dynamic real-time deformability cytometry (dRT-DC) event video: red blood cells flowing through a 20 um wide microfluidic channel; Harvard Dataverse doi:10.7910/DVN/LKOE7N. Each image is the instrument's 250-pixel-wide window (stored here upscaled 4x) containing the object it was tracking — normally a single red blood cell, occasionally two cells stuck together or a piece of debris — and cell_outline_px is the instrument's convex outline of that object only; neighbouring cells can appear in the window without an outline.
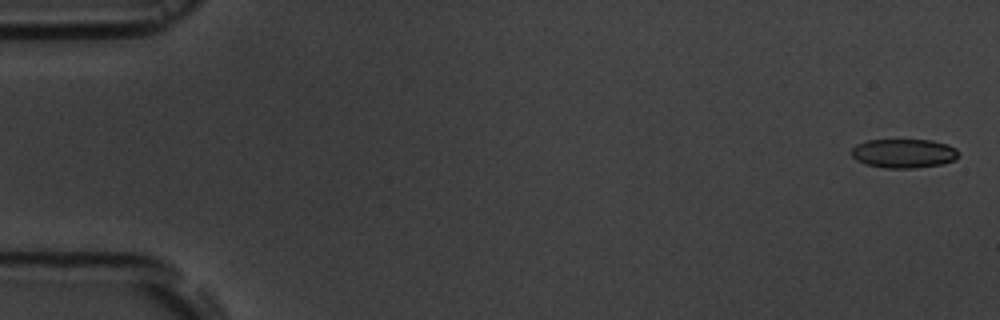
{"species": "common noctule bat (a hibernating species)", "species_latin": "Nyctalus noctula", "temperature_condition": "room temperature", "stored_images_in_passage": 6, "camera_frame_rate_fps": 3000, "um_per_image_px": 0.085, "animal": {"sex": "male", "body_mass_g": 19.5, "forearm_length_mm": 54.6}, "frame": {"image": 1, "passage_image": 1, "time_ms": 0.0, "image_size_px": [1000, 320], "cell_outline_px": [[960, 156], [956, 160], [944, 164], [916, 168], [884, 168], [864, 164], [856, 160], [852, 156], [852, 148], [856, 144], [868, 140], [932, 140], [948, 144], [956, 148], [960, 152]], "centroid_in_image_um": [76.87, 13.04], "position_along_channel_um": 8.1, "area_um2": 18.5}}
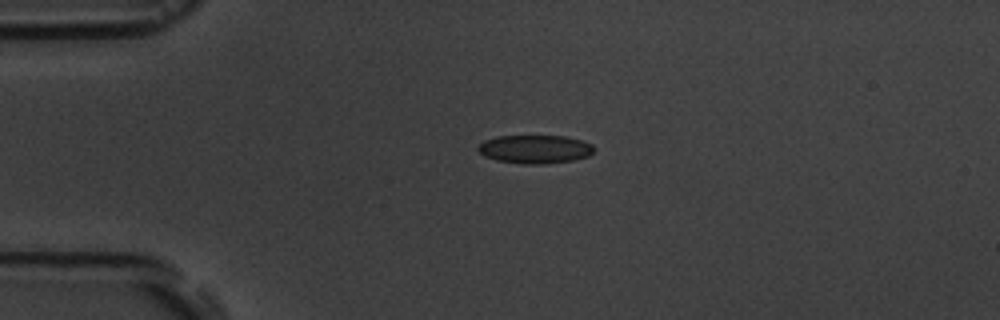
{"frame": {"image": 2, "passage_image": 4, "time_ms": 4.0, "image_size_px": [1000, 320], "cell_outline_px": [[596, 148], [588, 156], [572, 160], [548, 164], [520, 164], [496, 160], [484, 156], [476, 148], [484, 140], [496, 136], [564, 136], [580, 140], [592, 144]], "centroid_in_image_um": [45.46, 12.68], "position_along_channel_um": 39.5, "area_um2": 19.31}}
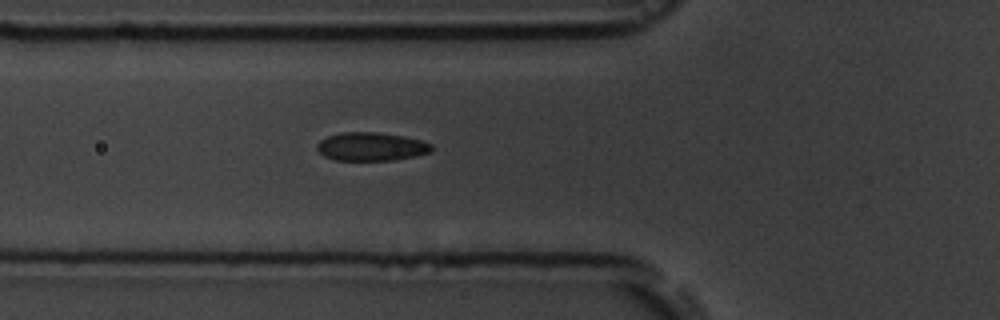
{"frame": {"image": 3, "passage_image": 6, "time_ms": 6.333, "image_size_px": [1000, 320], "cell_outline_px": [[432, 152], [416, 156], [396, 160], [336, 160], [324, 156], [316, 148], [316, 144], [320, 140], [328, 136], [340, 132], [376, 132], [404, 136], [420, 140], [432, 144]], "centroid_in_image_um": [31.56, 12.46], "position_along_channel_um": 94.2, "area_um2": 19.07}}